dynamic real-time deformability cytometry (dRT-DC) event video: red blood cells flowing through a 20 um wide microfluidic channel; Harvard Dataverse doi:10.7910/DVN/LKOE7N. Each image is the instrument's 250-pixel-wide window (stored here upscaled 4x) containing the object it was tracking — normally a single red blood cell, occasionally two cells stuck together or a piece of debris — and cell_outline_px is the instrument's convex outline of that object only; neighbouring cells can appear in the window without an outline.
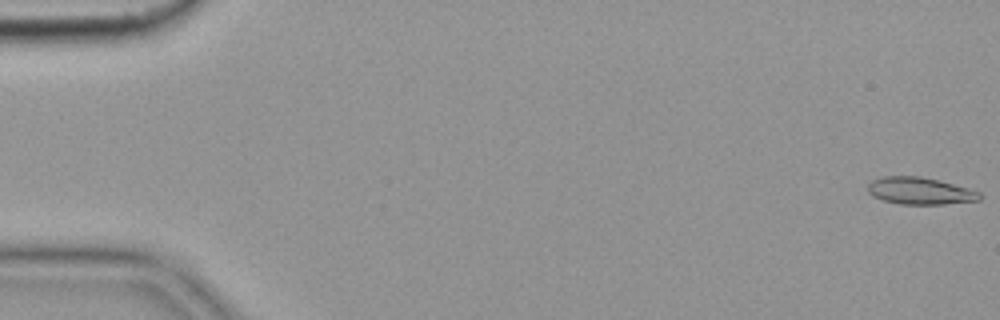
{"species": "common noctule bat (a hibernating species)", "species_latin": "Nyctalus noctula", "temperature_condition": "cold", "stored_images_in_passage": 56, "camera_frame_rate_fps": 3000, "um_per_image_px": 0.085, "animal": {"sex": "female", "body_mass_g": 19.9}, "frame": {"image": 1, "passage_image": 1, "time_ms": 0.0, "image_size_px": [1000, 320], "cell_outline_px": [[980, 200], [944, 204], [900, 204], [884, 200], [872, 196], [868, 192], [868, 184], [872, 180], [880, 176], [920, 176], [968, 188], [980, 192]], "centroid_in_image_um": [78.16, 16.22], "position_along_channel_um": 6.8, "area_um2": 17.51}}
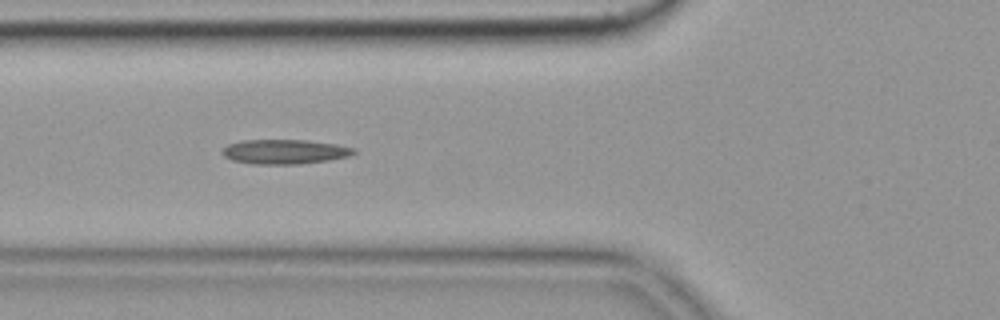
{"frame": {"image": 2, "passage_image": 21, "time_ms": 6.667, "image_size_px": [1000, 320], "cell_outline_px": [[356, 152], [348, 156], [328, 160], [300, 164], [252, 164], [232, 160], [224, 156], [220, 152], [228, 144], [240, 140], [308, 140], [336, 144], [356, 148]], "centroid_in_image_um": [24.18, 12.89], "position_along_channel_um": 101.6, "area_um2": 18.9}}
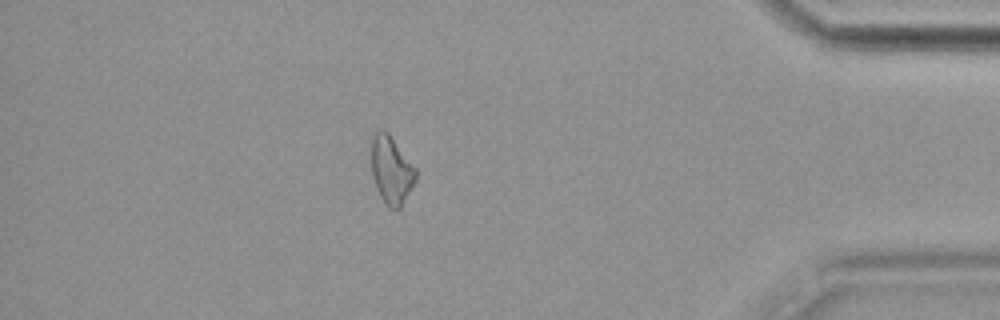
{"frame": {"image": 3, "passage_image": 49, "time_ms": 16.0, "image_size_px": [1000, 320], "cell_outline_px": [[416, 180], [400, 208], [388, 208], [384, 204], [376, 188], [372, 176], [372, 136], [380, 128], [384, 128], [388, 132], [416, 168]], "centroid_in_image_um": [33.25, 14.44], "position_along_channel_um": 401.9, "area_um2": 17.57}, "authors_computed_cell_mechanics": {"area_um2": 17.8602, "velocity_mm_per_s": 3.6356, "shape_relaxation_time_tau1_ms": null, "shape_relaxation_time_tau2_ms": 9.1131, "deformation_change_tau1": null, "deformation_change_tau2": 0.1901}}